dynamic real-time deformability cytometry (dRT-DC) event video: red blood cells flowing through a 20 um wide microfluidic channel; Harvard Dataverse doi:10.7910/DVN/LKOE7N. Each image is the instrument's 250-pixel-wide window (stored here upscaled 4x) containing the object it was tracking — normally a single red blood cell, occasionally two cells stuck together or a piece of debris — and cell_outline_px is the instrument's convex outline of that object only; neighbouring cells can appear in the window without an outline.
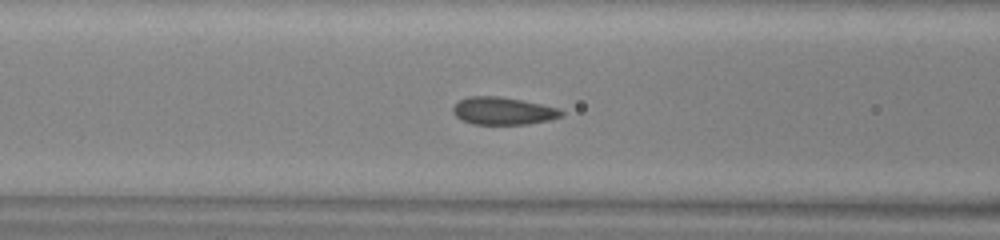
{"species": "common noctule bat (a hibernating species)", "species_latin": "Nyctalus noctula", "temperature_condition": "warm", "stored_images_in_passage": 50, "camera_frame_rate_fps": 3000, "um_per_image_px": 0.085, "animal": {"sex": "male", "body_mass_g": 13.0, "forearm_length_mm": 53.1}, "frame": {"image": 1, "passage_image": 19, "time_ms": 6.0, "image_size_px": [1000, 240], "cell_outline_px": [[564, 112], [560, 116], [548, 120], [528, 124], [476, 124], [460, 120], [452, 112], [452, 108], [460, 100], [468, 96], [500, 96], [524, 100], [560, 108]], "centroid_in_image_um": [42.75, 9.42], "position_along_channel_um": 123.8, "area_um2": 17.46}}
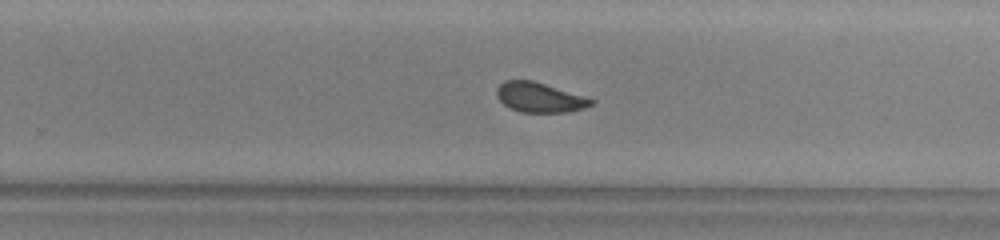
{"frame": {"image": 2, "passage_image": 31, "time_ms": 10.0, "image_size_px": [1000, 240], "cell_outline_px": [[596, 100], [592, 104], [584, 108], [568, 112], [520, 112], [508, 108], [496, 96], [496, 88], [504, 80], [532, 80], [584, 96]], "centroid_in_image_um": [45.83, 8.28], "position_along_channel_um": 284.0, "area_um2": 16.42}}
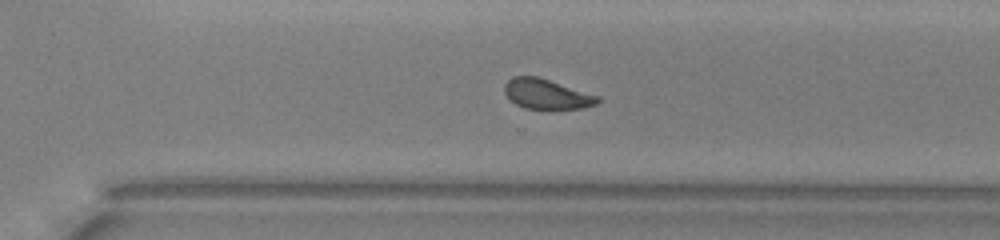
{"frame": {"image": 3, "passage_image": 34, "time_ms": 11.0, "image_size_px": [1000, 240], "cell_outline_px": [[600, 100], [596, 104], [584, 108], [524, 108], [508, 100], [504, 92], [504, 84], [512, 76], [536, 76], [600, 96]], "centroid_in_image_um": [46.43, 7.99], "position_along_channel_um": 324.2, "area_um2": 16.18}, "authors_computed_cell_mechanics": {"area_um2": 17.3978, "velocity_mm_per_s": 4.0101, "shape_relaxation_time_tau1_ms": 4.8064, "shape_relaxation_time_tau2_ms": 1.0709, "deformation_change_tau1": 0.1132, "deformation_change_tau2": 0.0519}}